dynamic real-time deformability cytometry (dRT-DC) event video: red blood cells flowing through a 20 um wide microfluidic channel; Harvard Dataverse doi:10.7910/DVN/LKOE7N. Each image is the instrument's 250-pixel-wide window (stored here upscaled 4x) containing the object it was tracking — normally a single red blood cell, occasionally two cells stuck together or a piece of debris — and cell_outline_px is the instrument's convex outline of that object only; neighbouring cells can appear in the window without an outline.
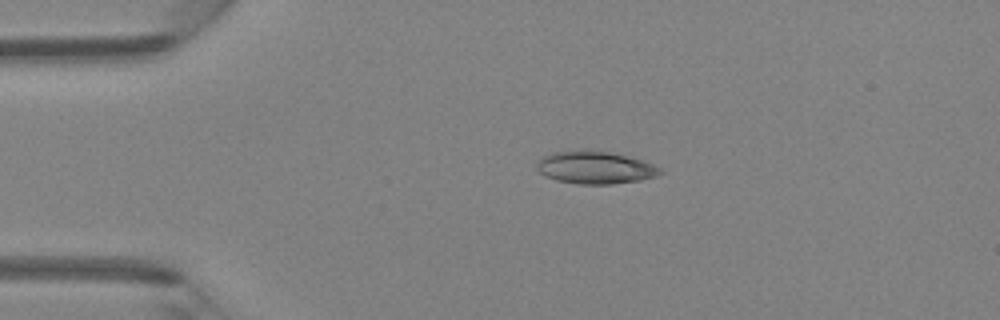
{"species": "Egyptian fruit bat (a non-hibernating species)", "species_latin": "Rousettus aegyptiacus", "temperature_condition": "room temperature", "stored_images_in_passage": 4, "camera_frame_rate_fps": 3000, "um_per_image_px": 0.085, "animal": {"sex": "female"}, "frame": {"image": 1, "passage_image": 3, "time_ms": 2.333, "image_size_px": [1000, 320], "cell_outline_px": [[664, 172], [656, 176], [640, 180], [612, 184], [580, 184], [556, 180], [544, 176], [536, 168], [536, 164], [544, 156], [552, 152], [612, 152], [640, 160], [652, 164], [660, 168]], "centroid_in_image_um": [50.59, 14.27], "position_along_channel_um": 34.4, "area_um2": 22.77}}